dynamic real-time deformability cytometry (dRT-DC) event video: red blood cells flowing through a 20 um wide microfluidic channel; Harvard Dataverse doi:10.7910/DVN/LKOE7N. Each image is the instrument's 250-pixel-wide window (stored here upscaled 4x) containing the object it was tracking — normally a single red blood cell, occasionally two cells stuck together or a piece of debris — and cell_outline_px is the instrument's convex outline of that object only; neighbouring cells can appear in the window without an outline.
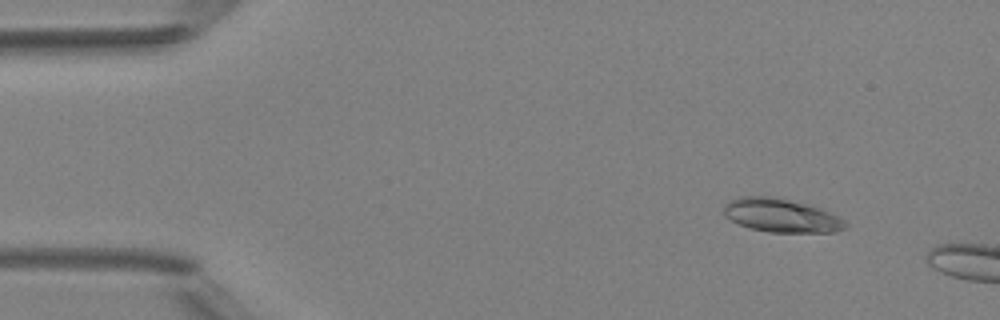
{"species": "Egyptian fruit bat (a non-hibernating species)", "species_latin": "Rousettus aegyptiacus", "temperature_condition": "room temperature", "stored_images_in_passage": 4, "camera_frame_rate_fps": 3000, "um_per_image_px": 0.085, "animal": {"sex": "female"}, "frame": {"image": 1, "passage_image": 1, "time_ms": 0.0, "image_size_px": [1000, 320], "cell_outline_px": [[848, 224], [844, 228], [836, 232], [768, 232], [752, 228], [740, 224], [724, 216], [724, 204], [728, 200], [740, 196], [780, 196], [808, 204], [820, 208], [844, 220]], "centroid_in_image_um": [66.38, 18.29], "position_along_channel_um": 18.6, "area_um2": 23.93}}